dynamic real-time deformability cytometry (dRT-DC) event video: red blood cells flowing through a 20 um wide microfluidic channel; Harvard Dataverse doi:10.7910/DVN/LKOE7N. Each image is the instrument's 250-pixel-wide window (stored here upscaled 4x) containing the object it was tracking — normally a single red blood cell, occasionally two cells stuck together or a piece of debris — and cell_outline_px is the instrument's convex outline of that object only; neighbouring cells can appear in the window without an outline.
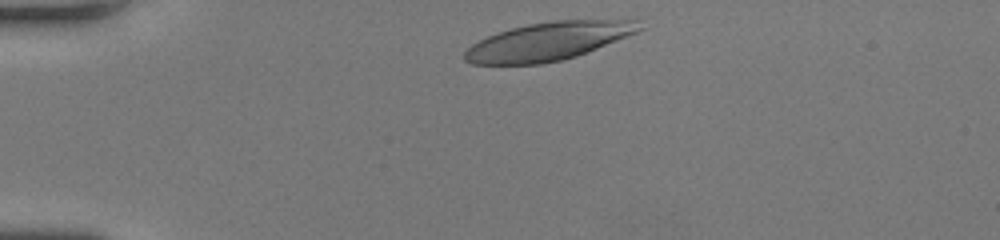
{"species": "human", "species_latin": "Homo sapiens", "temperature_condition": "room temperature", "stored_images_in_passage": 33, "camera_frame_rate_fps": 3000, "um_per_image_px": 0.085, "donor": {"sex": "female"}, "frame": {"image": 1, "passage_image": 1, "time_ms": 0.0, "image_size_px": [1000, 240], "cell_outline_px": [[644, 28], [636, 32], [576, 56], [564, 60], [540, 64], [472, 64], [464, 60], [464, 52], [472, 44], [496, 32], [528, 24], [552, 20], [640, 20]], "centroid_in_image_um": [46.58, 3.51], "position_along_channel_um": 38.4, "area_um2": 38.55}}
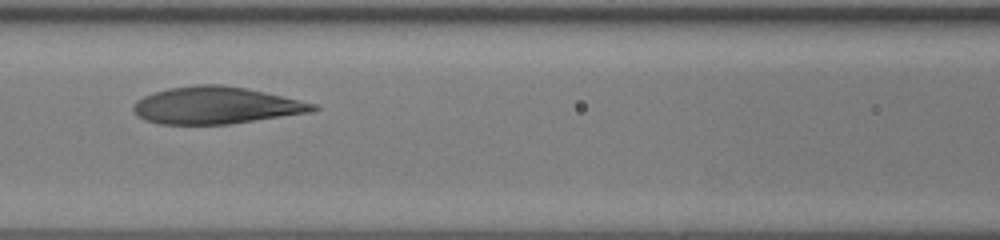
{"frame": {"image": 2, "passage_image": 13, "time_ms": 4.0, "image_size_px": [1000, 240], "cell_outline_px": [[320, 108], [312, 112], [228, 124], [160, 124], [144, 120], [136, 116], [132, 108], [136, 100], [144, 96], [168, 88], [196, 84], [220, 84], [244, 88], [264, 92], [316, 104]], "centroid_in_image_um": [18.32, 8.96], "position_along_channel_um": 148.3, "area_um2": 38.67}}
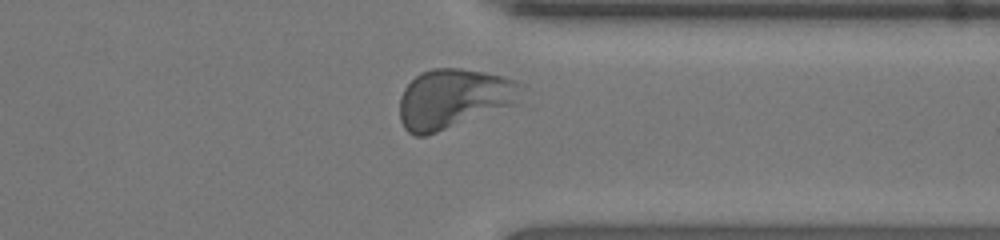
{"frame": {"image": 3, "passage_image": 29, "time_ms": 9.333, "image_size_px": [1000, 240], "cell_outline_px": [[524, 84], [516, 104], [436, 132], [424, 136], [412, 136], [404, 128], [400, 120], [400, 96], [404, 88], [420, 72], [432, 68], [460, 68], [484, 72], [516, 80]], "centroid_in_image_um": [38.54, 8.37], "position_along_channel_um": 372.9, "area_um2": 42.08}, "authors_computed_cell_mechanics": {"area_um2": 39.2462, "velocity_mm_per_s": 4.2038, "shape_relaxation_time_tau1_ms": 3.2317, "shape_relaxation_time_tau2_ms": 0.8212, "deformation_change_tau1": 0.1679, "deformation_change_tau2": 0.0726}}